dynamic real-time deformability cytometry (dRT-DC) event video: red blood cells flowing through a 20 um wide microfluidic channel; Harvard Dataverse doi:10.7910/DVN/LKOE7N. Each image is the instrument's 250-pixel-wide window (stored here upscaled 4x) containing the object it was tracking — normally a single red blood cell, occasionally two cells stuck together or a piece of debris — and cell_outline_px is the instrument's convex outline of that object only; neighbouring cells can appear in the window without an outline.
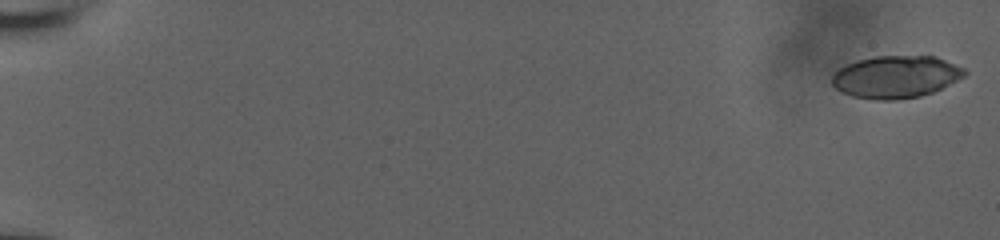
{"species": "human", "species_latin": "Homo sapiens", "temperature_condition": "room temperature", "stored_images_in_passage": 58, "camera_frame_rate_fps": 3000, "um_per_image_px": 0.085, "donor": {"sex": "male"}, "frame": {"image": 1, "passage_image": 2, "time_ms": 0.333, "image_size_px": [1000, 240], "cell_outline_px": [[968, 72], [964, 76], [932, 92], [920, 96], [896, 100], [880, 100], [852, 96], [836, 88], [832, 84], [832, 76], [840, 68], [848, 64], [860, 60], [876, 56], [936, 56], [964, 68]], "centroid_in_image_um": [76.16, 6.53], "position_along_channel_um": 8.8, "area_um2": 32.31}}
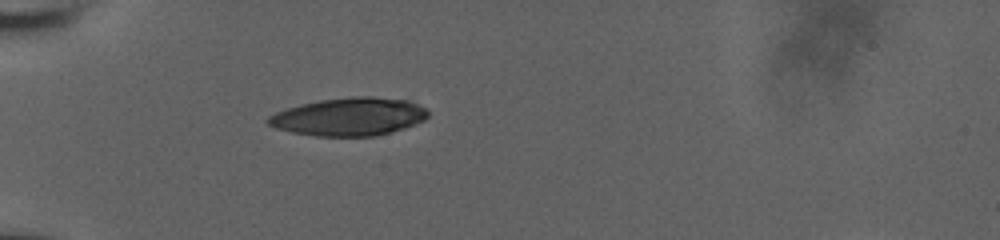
{"frame": {"image": 2, "passage_image": 21, "time_ms": 6.667, "image_size_px": [1000, 240], "cell_outline_px": [[428, 116], [424, 120], [404, 128], [376, 136], [316, 136], [292, 132], [276, 128], [268, 124], [264, 120], [268, 116], [276, 112], [300, 104], [320, 100], [352, 96], [372, 96], [408, 100], [424, 108], [428, 112]], "centroid_in_image_um": [29.65, 9.91], "position_along_channel_um": 55.3, "area_um2": 35.37}}
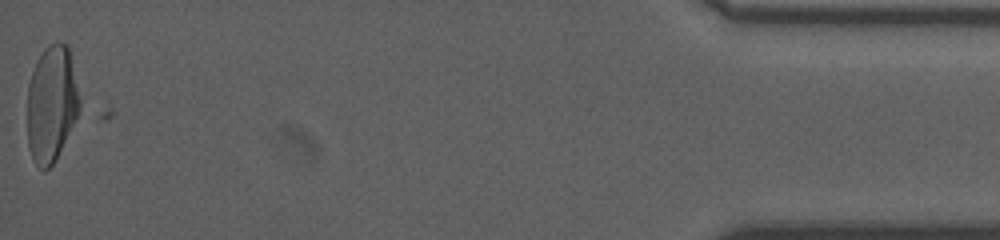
{"frame": {"image": 3, "passage_image": 58, "time_ms": 19.0, "image_size_px": [1000, 240], "cell_outline_px": [[80, 108], [56, 160], [44, 172], [32, 160], [28, 144], [28, 84], [36, 60], [44, 48], [48, 44], [56, 40], [60, 40], [68, 44], [80, 100]], "centroid_in_image_um": [4.37, 8.78], "position_along_channel_um": 430.8, "area_um2": 35.55}, "authors_computed_cell_mechanics": {"area_um2": 32.1079, "velocity_mm_per_s": 3.8782, "shape_relaxation_time_tau1_ms": 0.926, "shape_relaxation_time_tau2_ms": null, "deformation_change_tau1": 0.0397, "deformation_change_tau2": null}}